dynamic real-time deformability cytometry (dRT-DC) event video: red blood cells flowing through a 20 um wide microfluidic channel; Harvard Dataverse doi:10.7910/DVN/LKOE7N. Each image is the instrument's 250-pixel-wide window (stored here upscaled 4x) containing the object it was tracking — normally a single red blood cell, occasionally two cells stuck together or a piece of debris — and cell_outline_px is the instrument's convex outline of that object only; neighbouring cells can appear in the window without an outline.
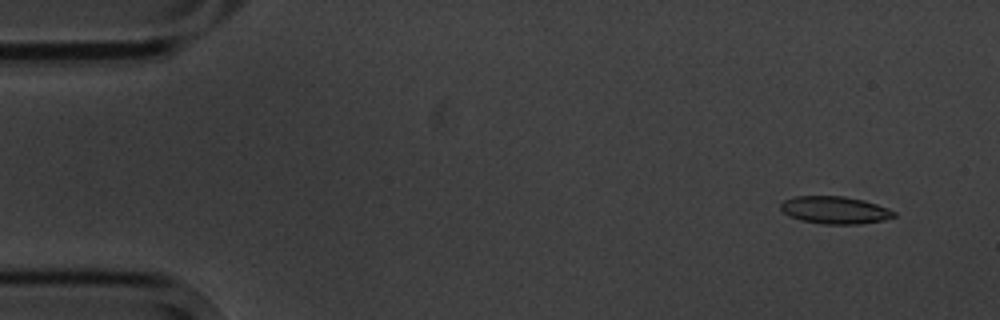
{"species": "common noctule bat (a hibernating species)", "species_latin": "Nyctalus noctula", "temperature_condition": "cold", "stored_images_in_passage": 4, "camera_frame_rate_fps": 3000, "um_per_image_px": 0.085, "animal": {"sex": "male", "body_mass_g": 20.1, "forearm_length_mm": 53.5}, "frame": {"image": 1, "passage_image": 1, "time_ms": 0.0, "image_size_px": [1000, 320], "cell_outline_px": [[896, 216], [884, 220], [860, 224], [824, 224], [800, 220], [788, 216], [780, 208], [780, 204], [784, 200], [796, 196], [844, 196], [864, 200], [888, 208], [896, 212]], "centroid_in_image_um": [70.97, 17.86], "position_along_channel_um": 14.0, "area_um2": 18.21}}
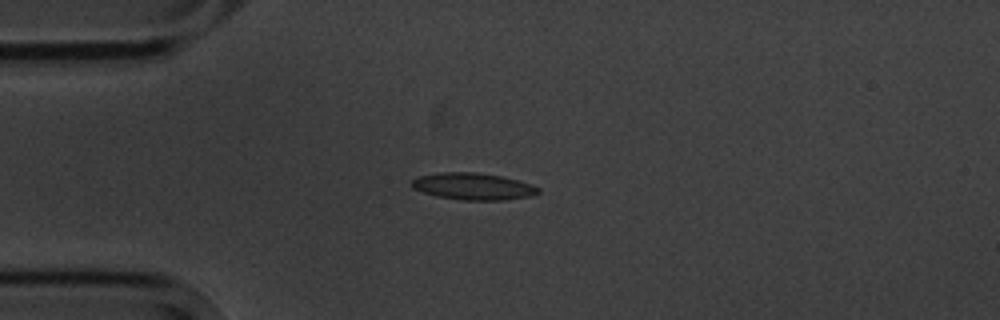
{"frame": {"image": 2, "passage_image": 4, "time_ms": 3.333, "image_size_px": [1000, 320], "cell_outline_px": [[540, 192], [528, 196], [504, 200], [464, 200], [436, 196], [412, 188], [412, 180], [416, 176], [440, 172], [476, 172], [500, 176], [516, 180], [540, 188]], "centroid_in_image_um": [40.16, 15.84], "position_along_channel_um": 44.8, "area_um2": 19.59}}